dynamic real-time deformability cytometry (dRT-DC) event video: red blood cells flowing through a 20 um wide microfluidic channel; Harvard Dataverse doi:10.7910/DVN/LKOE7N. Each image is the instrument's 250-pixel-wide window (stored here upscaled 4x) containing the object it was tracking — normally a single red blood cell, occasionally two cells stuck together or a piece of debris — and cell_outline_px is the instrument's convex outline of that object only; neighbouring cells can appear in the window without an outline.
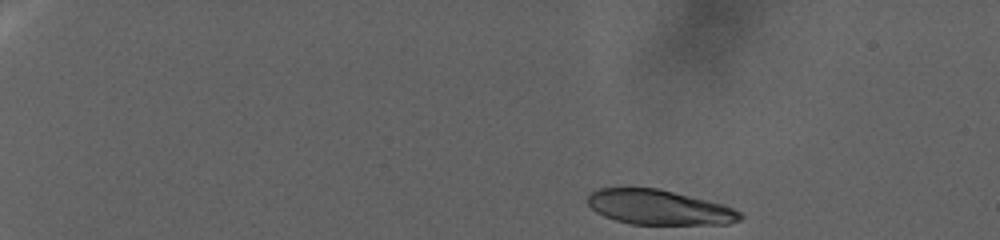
{"species": "human", "species_latin": "Homo sapiens", "temperature_condition": "warm", "stored_images_in_passage": 84, "camera_frame_rate_fps": 3000, "um_per_image_px": 0.085, "donor": {"sex": "female"}, "frame": {"image": 1, "passage_image": 1, "time_ms": 0.0, "image_size_px": [1000, 240], "cell_outline_px": [[744, 216], [740, 220], [728, 224], [632, 224], [616, 220], [604, 216], [596, 212], [588, 204], [588, 196], [592, 192], [600, 188], [660, 188], [724, 204], [740, 212]], "centroid_in_image_um": [56.05, 17.62], "position_along_channel_um": 28.9, "area_um2": 30.92}}
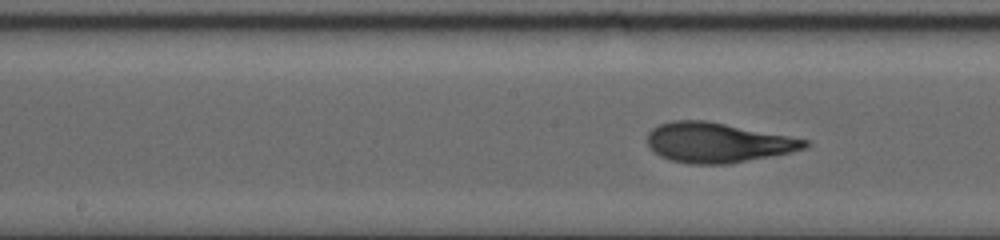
{"frame": {"image": 2, "passage_image": 44, "time_ms": 14.333, "image_size_px": [1000, 240], "cell_outline_px": [[812, 144], [804, 148], [792, 152], [728, 164], [692, 164], [672, 160], [660, 156], [648, 148], [648, 132], [652, 128], [660, 124], [672, 120], [704, 120], [788, 136], [808, 140]], "centroid_in_image_um": [60.97, 12.12], "position_along_channel_um": 187.2, "area_um2": 36.36}}
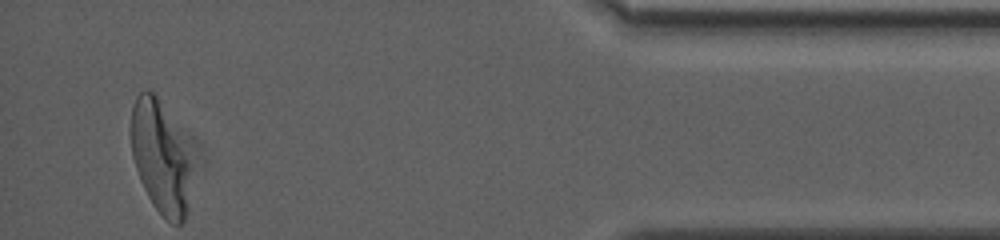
{"frame": {"image": 3, "passage_image": 84, "time_ms": 27.667, "image_size_px": [1000, 240], "cell_outline_px": [[188, 212], [184, 220], [180, 224], [172, 224], [164, 220], [152, 204], [140, 180], [132, 156], [132, 104], [136, 96], [140, 92], [148, 88], [156, 96], [188, 160]], "centroid_in_image_um": [13.56, 13.49], "position_along_channel_um": 421.6, "area_um2": 37.45}}